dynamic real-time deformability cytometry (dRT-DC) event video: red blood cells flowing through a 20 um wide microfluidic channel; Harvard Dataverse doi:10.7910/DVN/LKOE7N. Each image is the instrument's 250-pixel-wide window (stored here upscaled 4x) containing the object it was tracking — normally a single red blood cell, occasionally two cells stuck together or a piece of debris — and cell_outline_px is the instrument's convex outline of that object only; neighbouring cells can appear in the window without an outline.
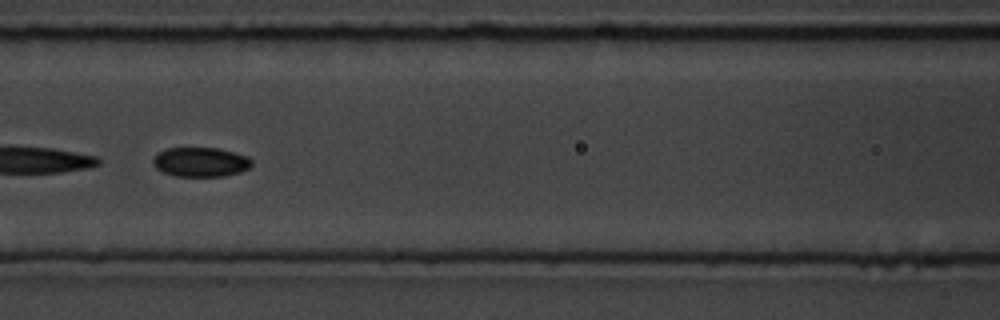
{"species": "common noctule bat (a hibernating species)", "species_latin": "Nyctalus noctula", "temperature_condition": "room temperature", "stored_images_in_passage": 15, "camera_frame_rate_fps": 3000, "um_per_image_px": 0.085, "animal": {"sex": "male", "body_mass_g": 19.5, "forearm_length_mm": 54.6}, "frame": {"image": 1, "passage_image": 7, "time_ms": 7.0, "image_size_px": [1000, 320], "cell_outline_px": [[252, 164], [248, 168], [240, 172], [224, 176], [176, 176], [164, 172], [156, 168], [152, 164], [152, 160], [156, 152], [168, 148], [220, 148], [248, 156], [252, 160]], "centroid_in_image_um": [17.04, 13.76], "position_along_channel_um": 149.6, "area_um2": 17.05}}
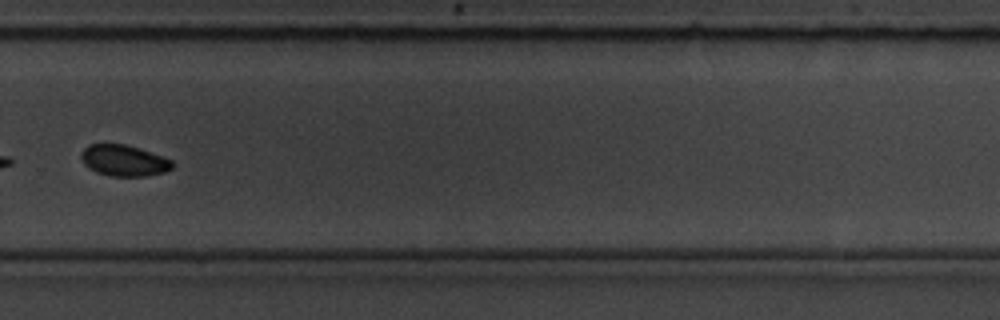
{"frame": {"image": 2, "passage_image": 11, "time_ms": 11.667, "image_size_px": [1000, 320], "cell_outline_px": [[176, 164], [172, 168], [164, 172], [148, 176], [112, 176], [96, 172], [88, 168], [84, 164], [80, 156], [80, 152], [88, 144], [124, 144], [140, 148], [172, 160]], "centroid_in_image_um": [10.53, 13.64], "position_along_channel_um": 319.3, "area_um2": 16.7}, "authors_computed_cell_mechanics": {"area_um2": 17.6868, "velocity_mm_per_s": 3.6425, "shape_relaxation_time_tau1_ms": 2.2692, "shape_relaxation_time_tau2_ms": 3.7658, "deformation_change_tau1": 0.0452, "deformation_change_tau2": 0.0413}}